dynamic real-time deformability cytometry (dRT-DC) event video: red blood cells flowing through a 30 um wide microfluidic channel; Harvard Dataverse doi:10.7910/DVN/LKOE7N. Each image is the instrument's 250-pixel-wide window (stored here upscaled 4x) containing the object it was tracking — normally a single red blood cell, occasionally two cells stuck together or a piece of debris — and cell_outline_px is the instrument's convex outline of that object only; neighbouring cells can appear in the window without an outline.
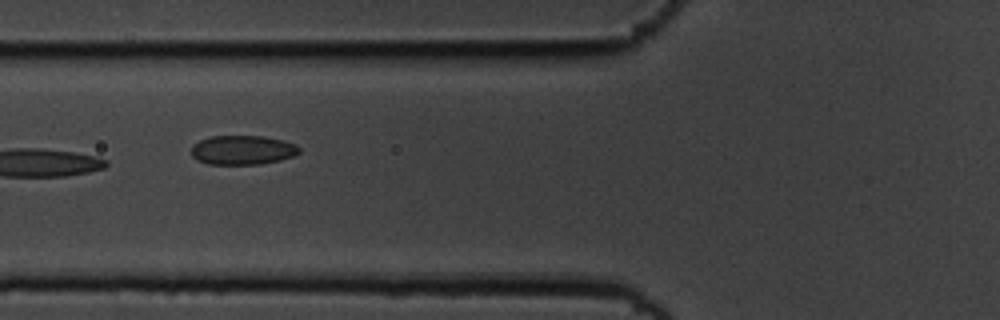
{"species": "common noctule bat (a hibernating species)", "species_latin": "Nyctalus noctula", "temperature_condition": "cold", "stored_images_in_passage": 8, "camera_frame_rate_fps": 3000, "um_per_image_px": 0.085, "animal": {"sex": "male", "body_mass_g": 19.5, "forearm_length_mm": 54.6}, "frame": {"image": 1, "passage_image": 7, "time_ms": 2.0, "image_size_px": [1000, 320], "cell_outline_px": [[300, 152], [292, 156], [280, 160], [260, 164], [208, 164], [196, 160], [192, 156], [192, 144], [208, 136], [264, 136], [284, 140], [296, 144], [300, 148]], "centroid_in_image_um": [20.61, 12.74], "position_along_channel_um": 105.2, "area_um2": 18.55}}